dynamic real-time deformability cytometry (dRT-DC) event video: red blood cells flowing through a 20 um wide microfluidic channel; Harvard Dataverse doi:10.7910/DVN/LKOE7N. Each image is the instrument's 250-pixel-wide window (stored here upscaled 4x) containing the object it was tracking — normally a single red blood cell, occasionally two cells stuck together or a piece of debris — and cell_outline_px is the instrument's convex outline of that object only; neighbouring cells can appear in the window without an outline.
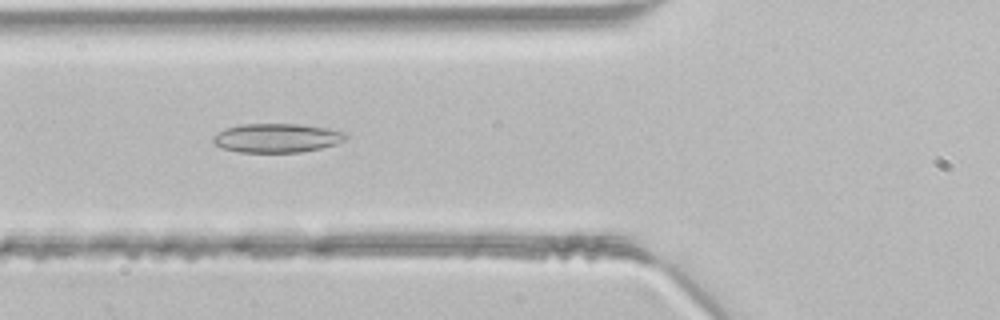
{"species": "common noctule bat (a hibernating species)", "species_latin": "Nyctalus noctula", "temperature_condition": "room temperature", "stored_images_in_passage": 36, "camera_frame_rate_fps": 3000, "um_per_image_px": 0.085, "animal": {"sex": "male", "body_mass_g": 21.5, "forearm_length_mm": 52.0}, "frame": {"image": 1, "passage_image": 7, "time_ms": 2.0, "image_size_px": [1000, 320], "cell_outline_px": [[348, 136], [344, 140], [336, 144], [320, 148], [300, 152], [240, 152], [224, 148], [216, 144], [212, 140], [212, 136], [224, 128], [240, 124], [300, 124], [348, 132]], "centroid_in_image_um": [23.53, 11.72], "position_along_channel_um": 102.3, "area_um2": 22.37}}
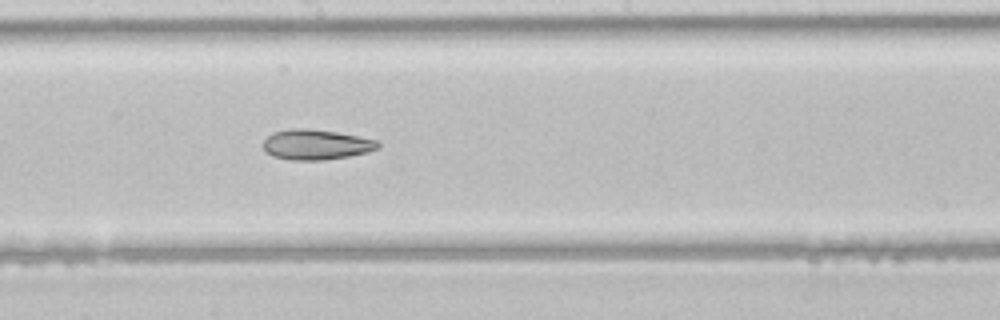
{"frame": {"image": 2, "passage_image": 15, "time_ms": 4.667, "image_size_px": [1000, 320], "cell_outline_px": [[380, 148], [368, 152], [348, 156], [320, 160], [292, 160], [272, 156], [264, 148], [264, 140], [272, 132], [288, 128], [308, 128], [336, 132], [376, 140], [380, 144]], "centroid_in_image_um": [26.86, 12.28], "position_along_channel_um": 221.3, "area_um2": 20.11}}
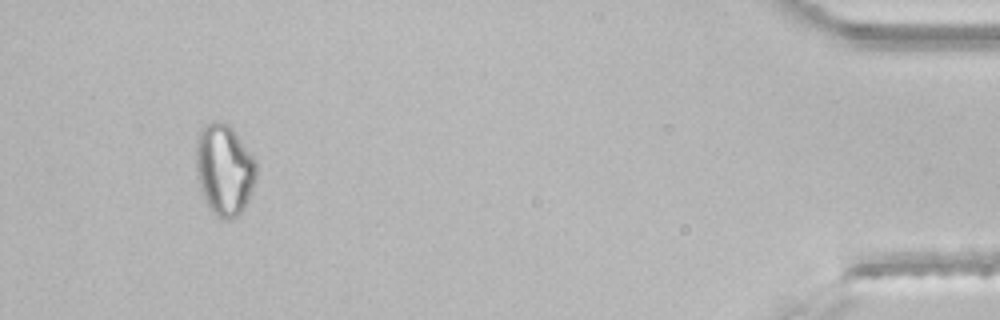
{"frame": {"image": 3, "passage_image": 33, "time_ms": 10.667, "image_size_px": [1000, 320], "cell_outline_px": [[256, 176], [252, 192], [244, 212], [240, 216], [232, 220], [224, 220], [216, 216], [212, 212], [200, 188], [196, 176], [196, 136], [200, 128], [204, 124], [212, 120], [220, 120], [228, 124], [232, 128], [256, 160]], "centroid_in_image_um": [19.06, 14.42], "position_along_channel_um": 416.1, "area_um2": 32.77}}